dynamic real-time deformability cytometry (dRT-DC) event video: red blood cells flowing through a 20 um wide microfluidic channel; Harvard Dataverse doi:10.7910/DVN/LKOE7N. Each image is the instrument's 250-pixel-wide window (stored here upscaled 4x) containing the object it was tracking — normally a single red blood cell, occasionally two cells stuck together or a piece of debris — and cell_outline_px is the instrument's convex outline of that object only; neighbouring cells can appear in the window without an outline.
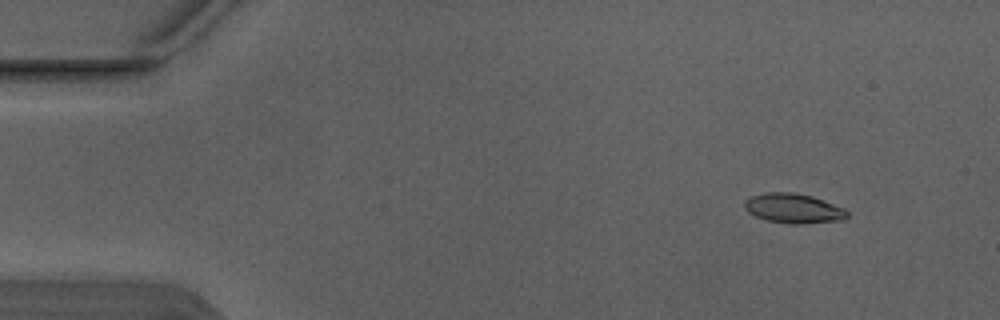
{"species": "Egyptian fruit bat (a non-hibernating species)", "species_latin": "Rousettus aegyptiacus", "temperature_condition": "warm", "stored_images_in_passage": 5, "camera_frame_rate_fps": 3000, "um_per_image_px": 0.085, "animal": {"sex": "male"}, "frame": {"image": 1, "passage_image": 2, "time_ms": 0.333, "image_size_px": [1000, 320], "cell_outline_px": [[848, 216], [844, 220], [800, 224], [788, 224], [768, 220], [756, 216], [748, 212], [744, 208], [744, 200], [752, 196], [768, 192], [792, 192], [812, 196], [844, 208], [848, 212]], "centroid_in_image_um": [67.45, 17.72], "position_along_channel_um": 17.6, "area_um2": 17.74}}
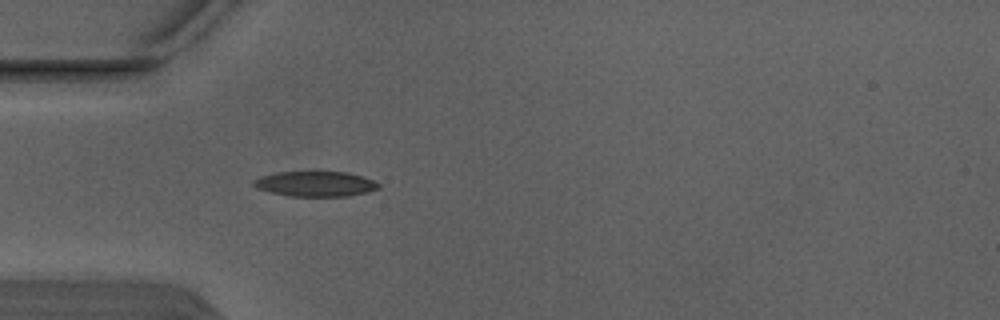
{"frame": {"image": 2, "passage_image": 5, "time_ms": 1.333, "image_size_px": [1000, 320], "cell_outline_px": [[380, 188], [368, 192], [348, 196], [292, 196], [272, 192], [256, 188], [252, 184], [252, 180], [260, 176], [276, 172], [344, 172], [360, 176], [372, 180], [380, 184]], "centroid_in_image_um": [26.79, 15.63], "position_along_channel_um": 58.2, "area_um2": 18.21}}